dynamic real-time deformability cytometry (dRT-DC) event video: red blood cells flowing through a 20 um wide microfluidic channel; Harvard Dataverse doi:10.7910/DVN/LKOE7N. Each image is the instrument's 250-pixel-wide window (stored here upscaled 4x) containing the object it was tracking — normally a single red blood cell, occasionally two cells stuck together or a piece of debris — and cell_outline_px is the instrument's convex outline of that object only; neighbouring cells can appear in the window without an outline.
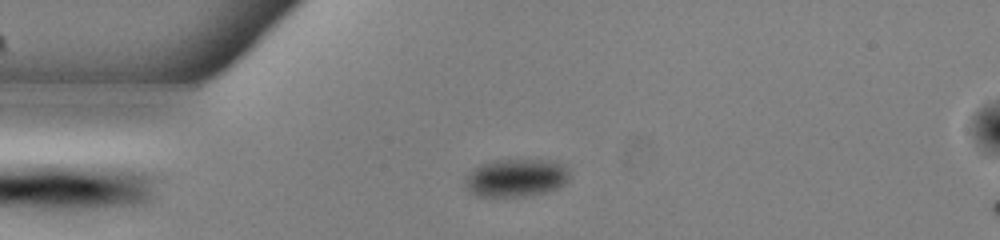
{"species": "common noctule bat (a hibernating species)", "species_latin": "Nyctalus noctula", "temperature_condition": "warm", "stored_images_in_passage": 42, "camera_frame_rate_fps": 3000, "um_per_image_px": 0.085, "animal": {"sex": "male", "body_mass_g": 13.0, "forearm_length_mm": 53.1}, "frame": {"image": 1, "passage_image": 1, "time_ms": 0.0, "image_size_px": [1000, 240], "cell_outline_px": [[568, 180], [564, 184], [556, 188], [544, 192], [524, 196], [476, 196], [468, 192], [468, 176], [476, 168], [484, 164], [496, 160], [552, 160], [568, 168]], "centroid_in_image_um": [43.91, 15.12], "position_along_channel_um": 41.1, "area_um2": 22.43}}
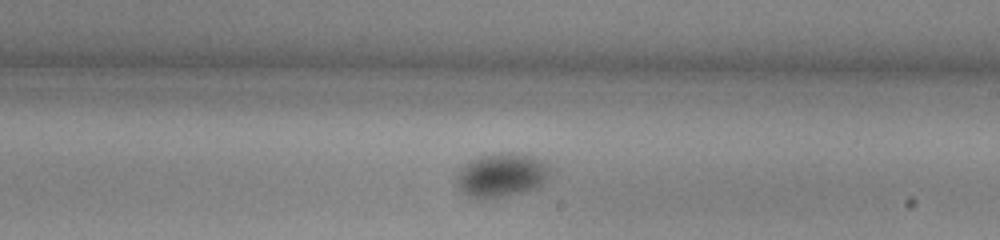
{"frame": {"image": 2, "passage_image": 19, "time_ms": 6.0, "image_size_px": [1000, 240], "cell_outline_px": [[552, 172], [536, 188], [508, 196], [480, 200], [476, 200], [460, 192], [456, 184], [456, 176], [464, 164], [468, 160], [480, 156], [496, 152], [520, 152], [544, 160], [548, 164]], "centroid_in_image_um": [42.6, 14.88], "position_along_channel_um": 246.4, "area_um2": 24.62}}
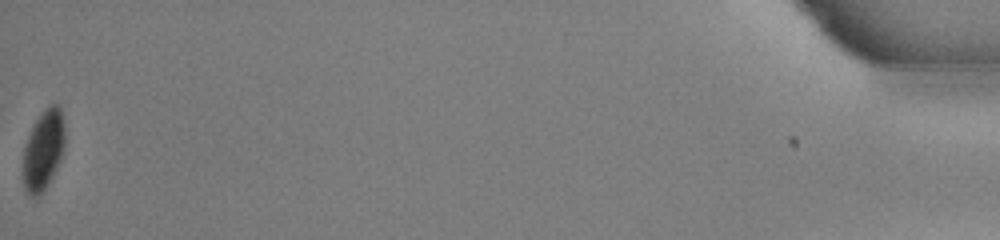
{"frame": {"image": 3, "passage_image": 42, "time_ms": 13.667, "image_size_px": [1000, 240], "cell_outline_px": [[64, 148], [60, 160], [48, 184], [36, 196], [32, 196], [24, 188], [24, 148], [28, 136], [40, 112], [48, 104], [56, 104], [60, 108], [64, 124]], "centroid_in_image_um": [3.7, 12.68], "position_along_channel_um": 431.5, "area_um2": 19.07}}